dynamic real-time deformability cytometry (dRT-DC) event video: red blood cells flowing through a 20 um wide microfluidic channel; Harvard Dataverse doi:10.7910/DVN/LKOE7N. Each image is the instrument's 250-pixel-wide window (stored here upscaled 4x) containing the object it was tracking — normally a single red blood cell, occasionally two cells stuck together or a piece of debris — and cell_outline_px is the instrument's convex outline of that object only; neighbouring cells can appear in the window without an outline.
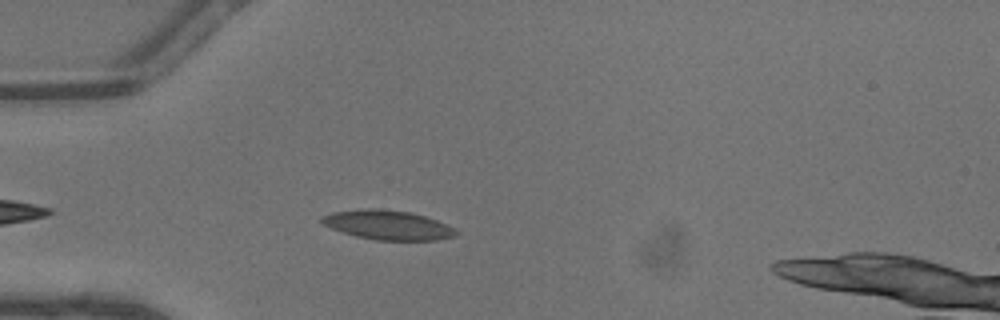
{"species": "common noctule bat (a hibernating species)", "species_latin": "Nyctalus noctula", "temperature_condition": "warm", "stored_images_in_passage": 34, "camera_frame_rate_fps": 3000, "um_per_image_px": 0.085, "animal": {"sex": "male", "body_mass_g": 13.3}, "frame": {"image": 1, "passage_image": 4, "time_ms": 1.0, "image_size_px": [1000, 320], "cell_outline_px": [[460, 232], [456, 236], [436, 240], [376, 240], [356, 236], [332, 228], [324, 224], [320, 220], [320, 216], [332, 212], [364, 208], [376, 208], [408, 212], [424, 216], [448, 224]], "centroid_in_image_um": [32.98, 19.12], "position_along_channel_um": 52.0, "area_um2": 22.95}}
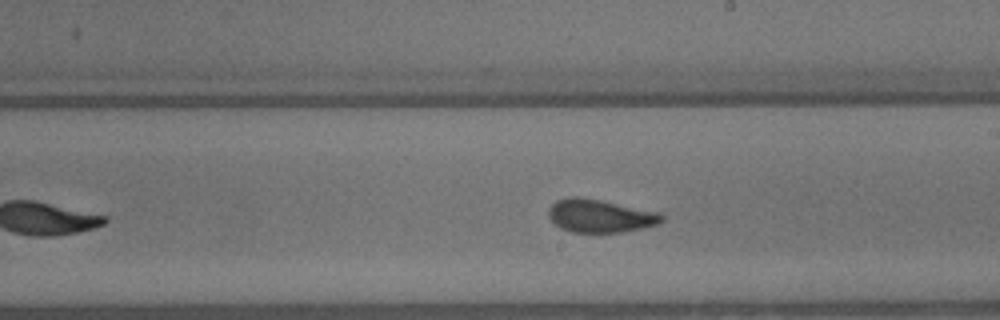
{"frame": {"image": 2, "passage_image": 17, "time_ms": 5.333, "image_size_px": [1000, 320], "cell_outline_px": [[664, 220], [660, 224], [624, 232], [572, 232], [560, 228], [548, 216], [548, 208], [556, 200], [568, 196], [576, 196], [600, 200], [660, 212], [664, 216]], "centroid_in_image_um": [51.02, 18.35], "position_along_channel_um": 238.0, "area_um2": 21.96}}
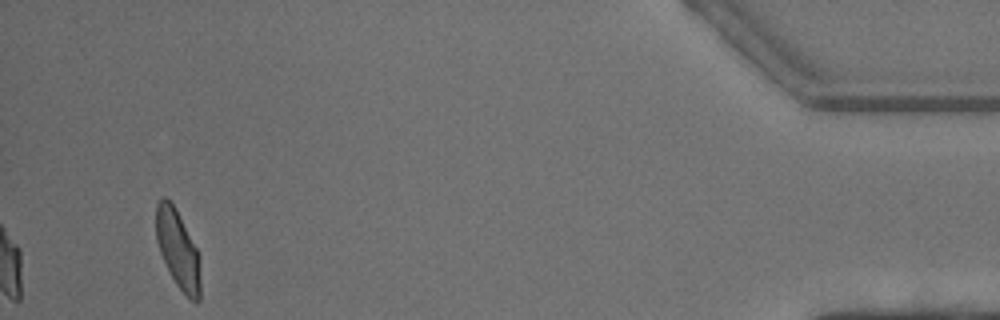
{"frame": {"image": 3, "passage_image": 34, "time_ms": 11.0, "image_size_px": [1000, 320], "cell_outline_px": [[200, 300], [192, 300], [176, 284], [160, 252], [156, 240], [156, 204], [164, 196], [176, 208], [196, 248], [200, 280]], "centroid_in_image_um": [15.09, 21.15], "position_along_channel_um": 420.1, "area_um2": 19.54}, "authors_computed_cell_mechanics": {"area_um2": 21.7906, "velocity_mm_per_s": 4.5744, "shape_relaxation_time_tau1_ms": 2.7977, "shape_relaxation_time_tau2_ms": 0.7383, "deformation_change_tau1": 0.1216, "deformation_change_tau2": 0.0601}}